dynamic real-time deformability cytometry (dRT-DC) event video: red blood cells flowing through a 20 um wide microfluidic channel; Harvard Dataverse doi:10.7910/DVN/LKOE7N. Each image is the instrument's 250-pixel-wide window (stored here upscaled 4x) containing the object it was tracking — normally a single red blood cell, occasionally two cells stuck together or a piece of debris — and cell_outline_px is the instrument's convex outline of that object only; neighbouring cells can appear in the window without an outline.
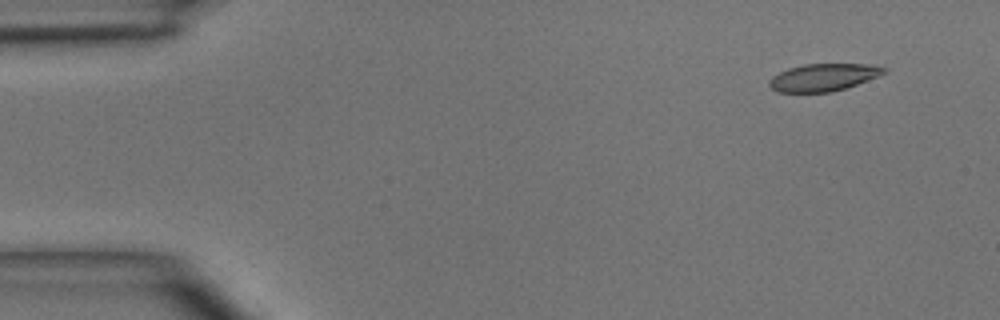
{"species": "common noctule bat (a hibernating species)", "species_latin": "Nyctalus noctula", "temperature_condition": "room temperature", "stored_images_in_passage": 4, "camera_frame_rate_fps": 3000, "um_per_image_px": 0.085, "animal": {"sex": "male", "body_mass_g": 15.6}, "frame": {"image": 1, "passage_image": 1, "time_ms": 0.0, "image_size_px": [1000, 320], "cell_outline_px": [[888, 72], [880, 76], [832, 92], [776, 92], [768, 84], [768, 80], [772, 76], [788, 68], [804, 64], [864, 64], [888, 68]], "centroid_in_image_um": [69.98, 6.57], "position_along_channel_um": 15.0, "area_um2": 18.32}}
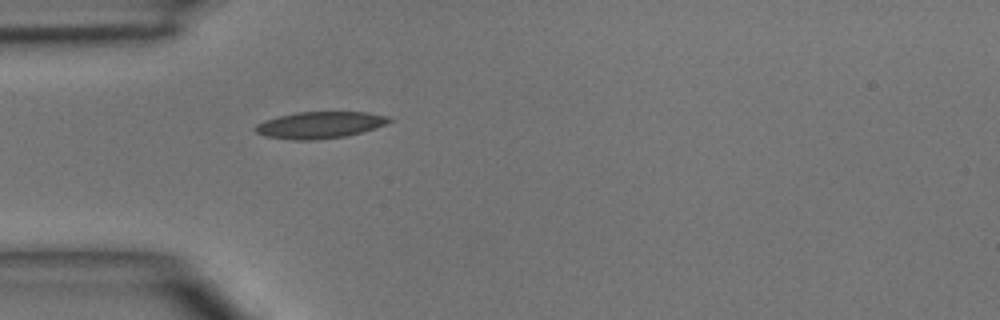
{"frame": {"image": 2, "passage_image": 4, "time_ms": 3.333, "image_size_px": [1000, 320], "cell_outline_px": [[392, 120], [384, 124], [360, 132], [344, 136], [312, 140], [296, 140], [264, 136], [256, 132], [252, 128], [256, 124], [264, 120], [296, 112], [368, 112], [388, 116]], "centroid_in_image_um": [27.12, 10.62], "position_along_channel_um": 57.9, "area_um2": 20.58}}